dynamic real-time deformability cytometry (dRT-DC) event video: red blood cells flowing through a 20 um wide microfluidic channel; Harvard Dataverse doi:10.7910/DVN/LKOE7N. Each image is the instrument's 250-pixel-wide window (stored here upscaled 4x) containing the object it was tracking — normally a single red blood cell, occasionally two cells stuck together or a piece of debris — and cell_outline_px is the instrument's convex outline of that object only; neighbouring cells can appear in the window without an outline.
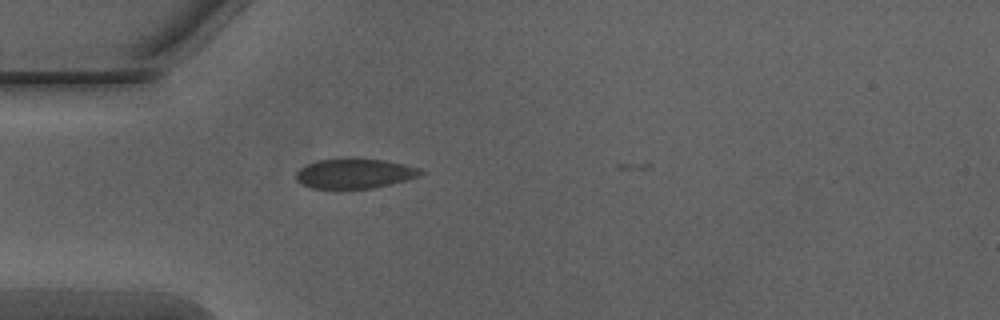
{"species": "Egyptian fruit bat (a non-hibernating species)", "species_latin": "Rousettus aegyptiacus", "temperature_condition": "warm", "stored_images_in_passage": 5, "camera_frame_rate_fps": 3000, "um_per_image_px": 0.085, "animal": {"sex": "male"}, "frame": {"image": 1, "passage_image": 1, "time_ms": 0.0, "image_size_px": [1000, 320], "cell_outline_px": [[428, 172], [420, 176], [372, 188], [312, 188], [300, 184], [296, 180], [296, 172], [300, 168], [316, 160], [340, 156], [356, 156], [384, 160], [404, 164], [420, 168]], "centroid_in_image_um": [30.13, 14.69], "position_along_channel_um": 54.9, "area_um2": 22.37}}
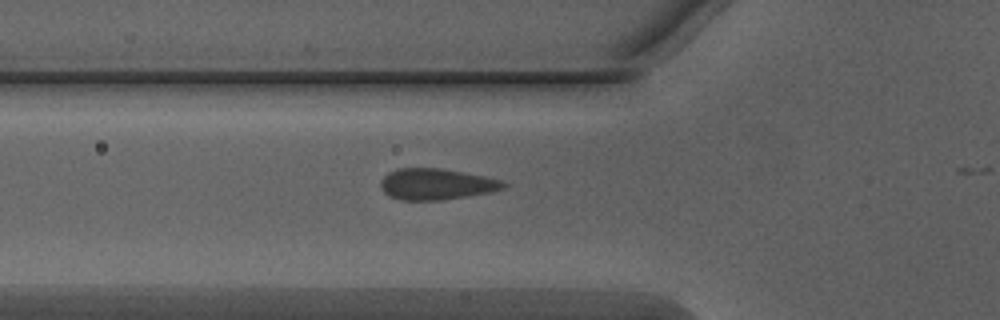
{"frame": {"image": 2, "passage_image": 4, "time_ms": 1.0, "image_size_px": [1000, 320], "cell_outline_px": [[508, 184], [504, 188], [492, 192], [468, 196], [440, 200], [400, 200], [388, 196], [380, 188], [380, 180], [388, 172], [396, 168], [440, 168], [484, 176], [504, 180]], "centroid_in_image_um": [37.08, 15.65], "position_along_channel_um": 88.7, "area_um2": 22.54}}